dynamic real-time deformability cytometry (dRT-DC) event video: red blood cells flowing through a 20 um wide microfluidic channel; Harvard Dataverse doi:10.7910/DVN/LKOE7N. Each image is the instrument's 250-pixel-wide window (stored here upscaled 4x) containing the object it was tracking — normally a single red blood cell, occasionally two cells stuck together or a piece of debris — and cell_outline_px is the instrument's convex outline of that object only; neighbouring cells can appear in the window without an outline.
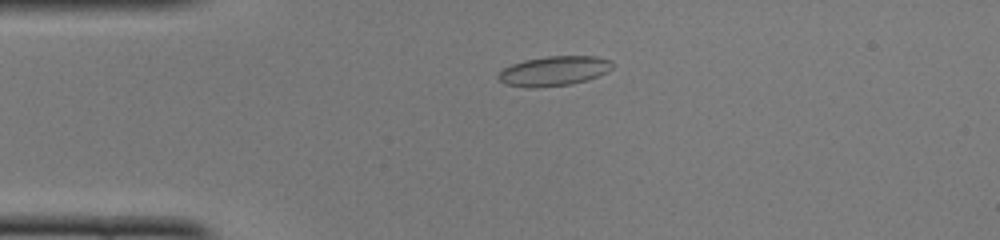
{"species": "common noctule bat (a hibernating species)", "species_latin": "Nyctalus noctula", "temperature_condition": "cold", "stored_images_in_passage": 40, "camera_frame_rate_fps": 3000, "um_per_image_px": 0.085, "animal": {"sex": "female", "body_mass_g": 22.0, "forearm_length_mm": 56.7}, "frame": {"image": 1, "passage_image": 2, "time_ms": 0.333, "image_size_px": [1000, 240], "cell_outline_px": [[612, 68], [608, 72], [588, 80], [572, 84], [536, 88], [528, 88], [504, 84], [496, 76], [504, 68], [512, 64], [524, 60], [548, 56], [596, 56], [612, 60]], "centroid_in_image_um": [47.1, 6.04], "position_along_channel_um": 37.9, "area_um2": 19.94}}
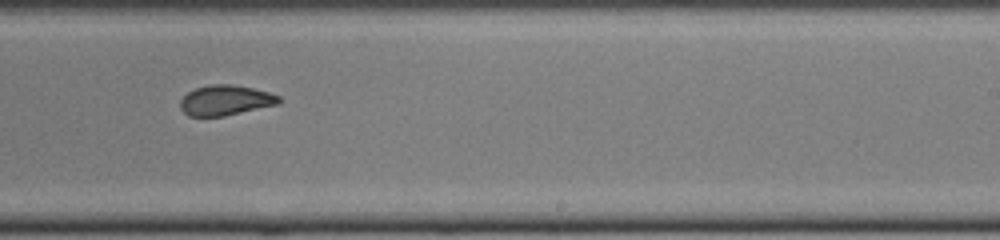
{"frame": {"image": 2, "passage_image": 21, "time_ms": 6.667, "image_size_px": [1000, 240], "cell_outline_px": [[280, 104], [224, 116], [188, 116], [180, 108], [180, 100], [188, 92], [196, 88], [212, 84], [232, 84], [252, 88], [268, 92], [280, 96]], "centroid_in_image_um": [19.17, 8.52], "position_along_channel_um": 269.8, "area_um2": 17.34}}
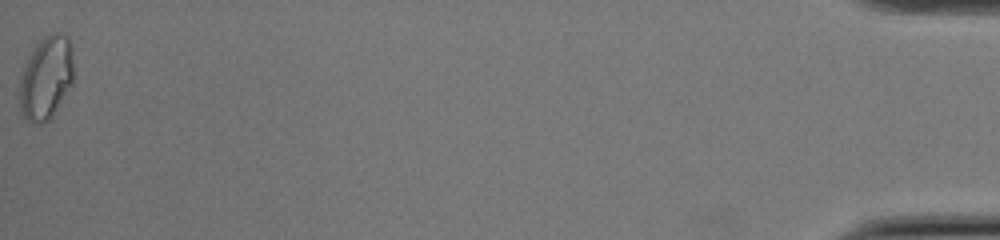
{"frame": {"image": 3, "passage_image": 40, "time_ms": 13.0, "image_size_px": [1000, 240], "cell_outline_px": [[72, 84], [48, 120], [40, 124], [32, 124], [24, 116], [20, 108], [20, 80], [24, 64], [40, 40], [44, 36], [52, 32], [60, 32], [68, 40], [72, 48]], "centroid_in_image_um": [3.91, 6.61], "position_along_channel_um": 431.3, "area_um2": 25.72}, "authors_computed_cell_mechanics": {"area_um2": 18.6694, "velocity_mm_per_s": 4.1004, "shape_relaxation_time_tau1_ms": 5.6113, "shape_relaxation_time_tau2_ms": 1.459, "deformation_change_tau1": 0.1609, "deformation_change_tau2": 0.0667}}